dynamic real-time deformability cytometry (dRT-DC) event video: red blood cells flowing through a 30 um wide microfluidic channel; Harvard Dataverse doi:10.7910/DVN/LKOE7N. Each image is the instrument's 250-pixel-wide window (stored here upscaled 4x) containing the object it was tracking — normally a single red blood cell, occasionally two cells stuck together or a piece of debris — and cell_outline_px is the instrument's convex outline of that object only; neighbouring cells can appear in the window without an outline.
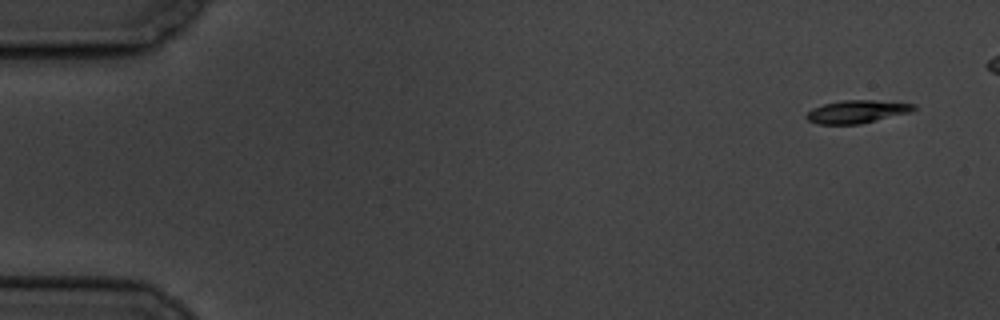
{"species": "common noctule bat (a hibernating species)", "species_latin": "Nyctalus noctula", "temperature_condition": "cold", "stored_images_in_passage": 6, "camera_frame_rate_fps": 3000, "um_per_image_px": 0.085, "animal": {"sex": "male", "body_mass_g": 19.5, "forearm_length_mm": 54.6}, "frame": {"image": 1, "passage_image": 1, "time_ms": 0.0, "image_size_px": [1000, 320], "cell_outline_px": [[916, 108], [912, 112], [860, 124], [816, 124], [808, 120], [804, 116], [812, 108], [824, 104], [844, 100], [872, 100], [916, 104]], "centroid_in_image_um": [72.84, 9.49], "position_along_channel_um": 12.2, "area_um2": 14.33}}